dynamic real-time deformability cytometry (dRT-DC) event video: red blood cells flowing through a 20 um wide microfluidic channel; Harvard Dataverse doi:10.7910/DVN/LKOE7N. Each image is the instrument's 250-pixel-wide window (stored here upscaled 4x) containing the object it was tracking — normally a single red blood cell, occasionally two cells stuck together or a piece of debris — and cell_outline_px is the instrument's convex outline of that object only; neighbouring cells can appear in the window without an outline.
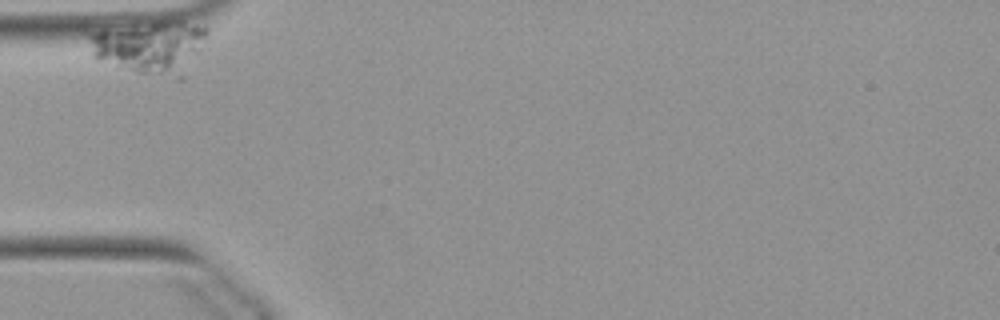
{"species": "Egyptian fruit bat (a non-hibernating species)", "species_latin": "Rousettus aegyptiacus", "temperature_condition": "warm", "stored_images_in_passage": 14, "camera_frame_rate_fps": 3000, "um_per_image_px": 0.085, "animal": {"sex": "female"}, "frame": {"image": 1, "passage_image": 1, "time_ms": 0.0, "image_size_px": [1000, 320], "cell_outline_px": [[208, 32], [200, 52], [184, 80], [172, 80], [136, 72], [96, 60], [92, 56], [88, 36], [96, 32], [204, 24], [208, 28]], "centroid_in_image_um": [12.86, 4.21], "position_along_channel_um": 72.1, "area_um2": 34.28}}
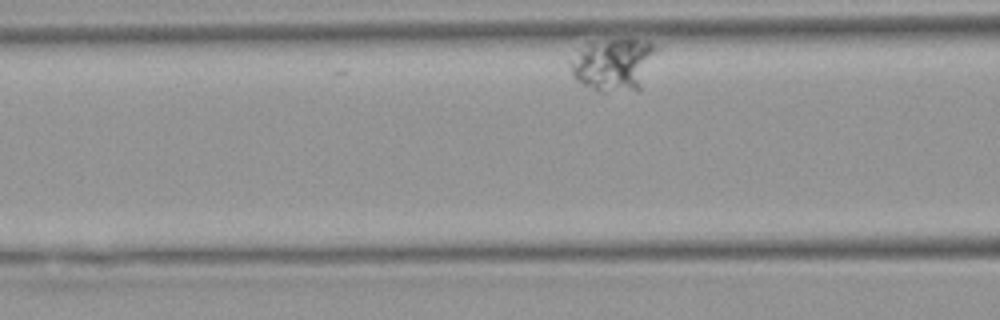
{"frame": {"image": 2, "passage_image": 8, "time_ms": 2.333, "image_size_px": [1000, 320], "cell_outline_px": [[660, 48], [640, 92], [596, 92], [576, 80], [572, 76], [568, 60], [588, 44], [608, 40], [636, 40], [656, 44]], "centroid_in_image_um": [52.2, 5.54], "position_along_channel_um": 114.4, "area_um2": 26.93}}
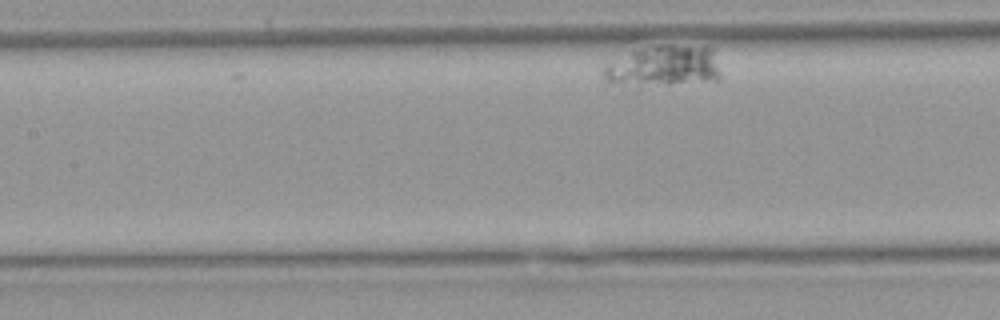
{"frame": {"image": 3, "passage_image": 13, "time_ms": 4.0, "image_size_px": [1000, 320], "cell_outline_px": [[724, 80], [668, 84], [612, 84], [600, 76], [600, 72], [608, 64], [640, 48], [656, 44], [704, 44], [712, 48]], "centroid_in_image_um": [56.51, 5.58], "position_along_channel_um": 150.9, "area_um2": 28.44}}